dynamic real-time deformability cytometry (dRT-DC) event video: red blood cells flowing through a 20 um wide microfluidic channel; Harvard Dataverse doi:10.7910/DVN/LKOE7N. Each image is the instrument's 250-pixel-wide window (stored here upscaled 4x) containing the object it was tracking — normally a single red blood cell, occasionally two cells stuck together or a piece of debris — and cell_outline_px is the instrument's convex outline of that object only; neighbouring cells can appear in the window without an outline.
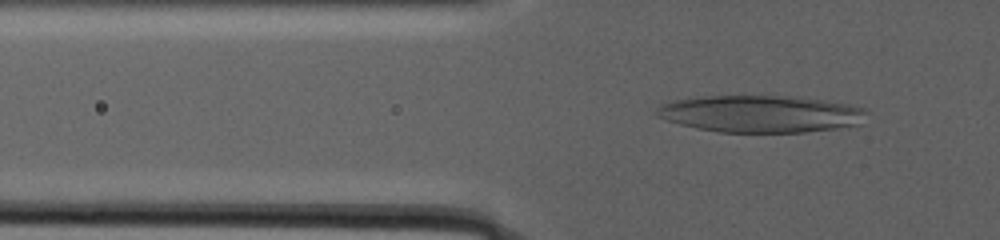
{"species": "human", "species_latin": "Homo sapiens", "temperature_condition": "warm", "stored_images_in_passage": 59, "camera_frame_rate_fps": 3000, "um_per_image_px": 0.085, "donor": {"sex": "male"}, "frame": {"image": 1, "passage_image": 25, "time_ms": 13.667, "image_size_px": [1000, 240], "cell_outline_px": [[868, 112], [860, 124], [836, 128], [804, 132], [720, 132], [696, 128], [680, 124], [656, 116], [656, 108], [672, 100], [704, 96], [780, 96], [824, 100], [848, 104], [868, 108]], "centroid_in_image_um": [64.67, 9.68], "position_along_channel_um": 61.1, "area_um2": 45.2}}
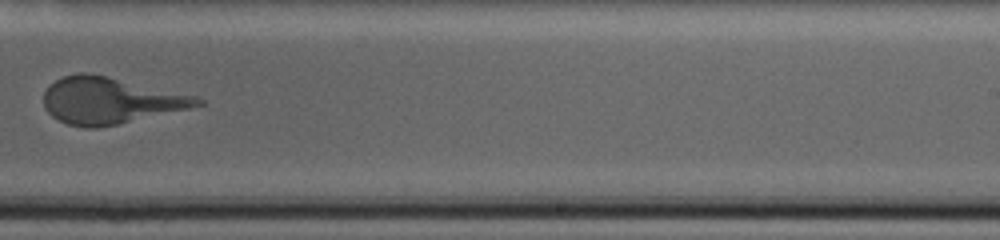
{"frame": {"image": 2, "passage_image": 43, "time_ms": 25.667, "image_size_px": [1000, 240], "cell_outline_px": [[204, 104], [188, 108], [116, 124], [96, 128], [88, 128], [68, 124], [52, 116], [44, 108], [44, 92], [56, 80], [64, 76], [76, 72], [84, 72], [104, 76], [196, 96], [204, 100]], "centroid_in_image_um": [9.31, 8.55], "position_along_channel_um": 279.7, "area_um2": 40.69}}
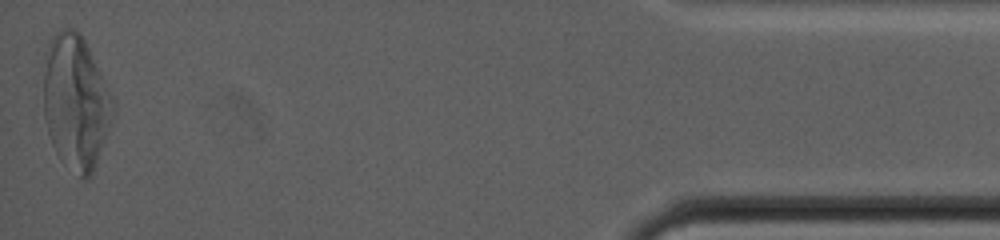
{"frame": {"image": 3, "passage_image": 59, "time_ms": 36.667, "image_size_px": [1000, 240], "cell_outline_px": [[116, 108], [92, 176], [88, 180], [84, 180], [64, 164], [60, 160], [52, 144], [48, 132], [44, 116], [44, 52], [52, 36], [60, 28], [76, 28], [80, 32], [116, 100]], "centroid_in_image_um": [6.45, 8.67], "position_along_channel_um": 428.7, "area_um2": 55.2}}